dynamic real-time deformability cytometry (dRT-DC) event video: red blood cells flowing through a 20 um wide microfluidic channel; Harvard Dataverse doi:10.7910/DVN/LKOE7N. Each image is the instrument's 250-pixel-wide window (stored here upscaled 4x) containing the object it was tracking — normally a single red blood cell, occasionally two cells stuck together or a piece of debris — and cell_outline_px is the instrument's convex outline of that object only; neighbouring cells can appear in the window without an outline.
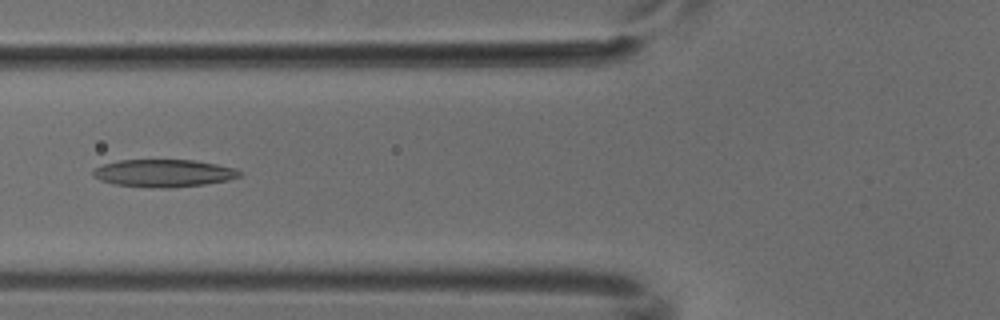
{"species": "common noctule bat (a hibernating species)", "species_latin": "Nyctalus noctula", "temperature_condition": "cold", "stored_images_in_passage": 5, "camera_frame_rate_fps": 3000, "um_per_image_px": 0.085, "animal": {"sex": "male", "body_mass_g": 18.8}, "frame": {"image": 1, "passage_image": 5, "time_ms": 1.333, "image_size_px": [1000, 320], "cell_outline_px": [[244, 172], [240, 176], [228, 180], [204, 184], [168, 188], [160, 188], [116, 184], [100, 180], [92, 176], [92, 172], [96, 168], [104, 164], [120, 160], [192, 160], [216, 164], [236, 168]], "centroid_in_image_um": [13.95, 14.71], "position_along_channel_um": 111.9, "area_um2": 23.35}}